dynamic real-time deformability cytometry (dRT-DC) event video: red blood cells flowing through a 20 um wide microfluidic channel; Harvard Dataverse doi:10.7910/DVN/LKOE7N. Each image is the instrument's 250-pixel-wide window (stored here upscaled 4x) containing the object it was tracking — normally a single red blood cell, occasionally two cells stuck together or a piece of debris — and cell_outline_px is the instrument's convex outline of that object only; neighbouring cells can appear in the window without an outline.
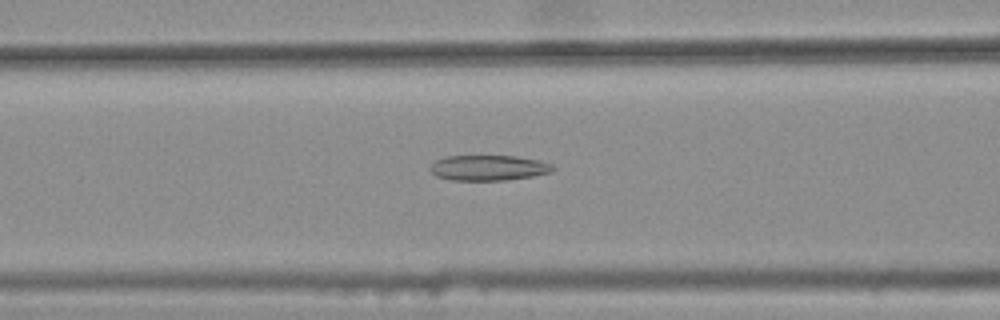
{"species": "common noctule bat (a hibernating species)", "species_latin": "Nyctalus noctula", "temperature_condition": "warm", "stored_images_in_passage": 43, "camera_frame_rate_fps": 3000, "um_per_image_px": 0.085, "animal": {"sex": "female", "body_mass_g": 25.1}, "frame": {"image": 1, "passage_image": 18, "time_ms": 5.667, "image_size_px": [1000, 320], "cell_outline_px": [[556, 168], [552, 172], [532, 176], [504, 180], [452, 180], [436, 176], [428, 168], [436, 160], [444, 156], [516, 156], [540, 160], [552, 164]], "centroid_in_image_um": [41.54, 14.26], "position_along_channel_um": 125.1, "area_um2": 18.21}}
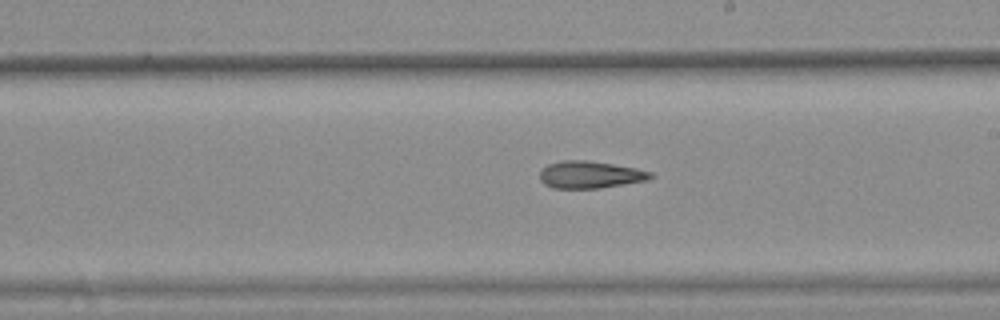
{"frame": {"image": 2, "passage_image": 27, "time_ms": 8.667, "image_size_px": [1000, 320], "cell_outline_px": [[652, 176], [648, 180], [600, 188], [552, 188], [544, 184], [540, 180], [540, 172], [548, 164], [560, 160], [588, 160], [636, 168], [652, 172]], "centroid_in_image_um": [50.14, 14.84], "position_along_channel_um": 238.9, "area_um2": 17.51}}
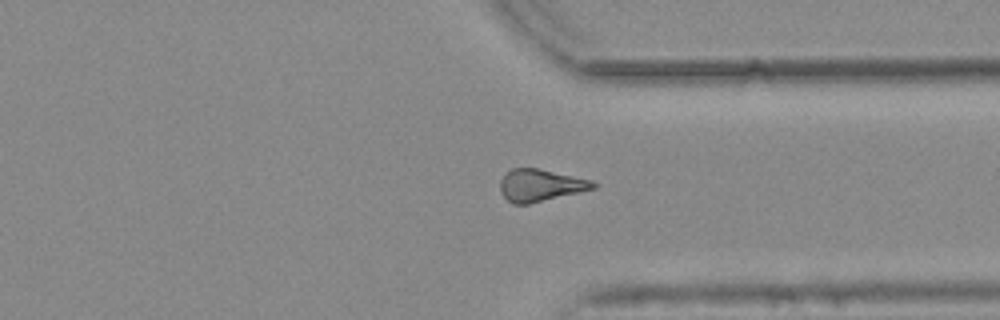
{"frame": {"image": 3, "passage_image": 37, "time_ms": 12.0, "image_size_px": [1000, 320], "cell_outline_px": [[600, 184], [596, 188], [528, 204], [512, 204], [500, 192], [500, 180], [512, 168], [536, 168], [592, 180]], "centroid_in_image_um": [45.95, 15.75], "position_along_channel_um": 365.5, "area_um2": 17.28}, "authors_computed_cell_mechanics": {"area_um2": 17.9758, "velocity_mm_per_s": 3.8007, "shape_relaxation_time_tau1_ms": null, "shape_relaxation_time_tau2_ms": 4.9099, "deformation_change_tau1": null, "deformation_change_tau2": 0.1723}}